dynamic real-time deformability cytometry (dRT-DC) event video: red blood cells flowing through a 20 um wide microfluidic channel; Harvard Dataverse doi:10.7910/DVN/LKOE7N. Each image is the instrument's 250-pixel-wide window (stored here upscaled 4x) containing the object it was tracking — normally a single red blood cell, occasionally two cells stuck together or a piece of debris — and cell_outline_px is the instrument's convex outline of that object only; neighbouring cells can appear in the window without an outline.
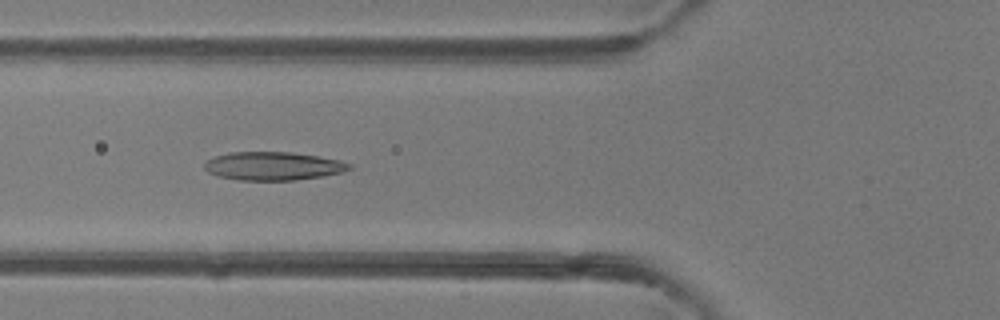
{"species": "common noctule bat (a hibernating species)", "species_latin": "Nyctalus noctula", "temperature_condition": "room temperature", "stored_images_in_passage": 47, "camera_frame_rate_fps": 3000, "um_per_image_px": 0.085, "animal": {"sex": "female"}, "frame": {"image": 1, "passage_image": 17, "time_ms": 5.333, "image_size_px": [1000, 320], "cell_outline_px": [[352, 168], [340, 172], [320, 176], [296, 180], [240, 180], [220, 176], [208, 172], [204, 168], [204, 164], [208, 160], [216, 156], [228, 152], [292, 152], [340, 160], [352, 164]], "centroid_in_image_um": [23.21, 14.1], "position_along_channel_um": 102.6, "area_um2": 23.7}}
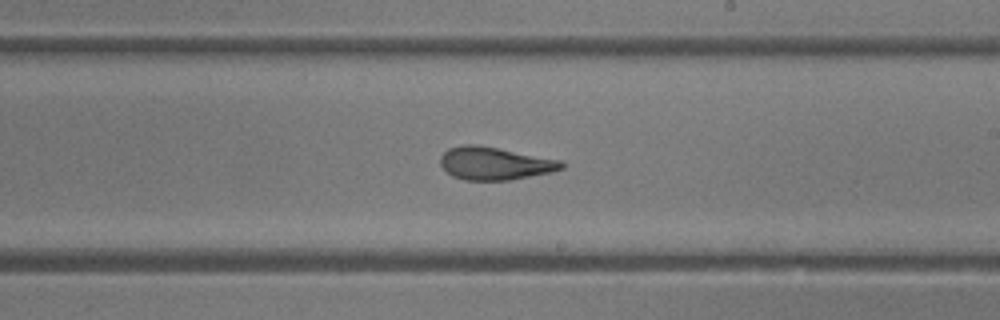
{"frame": {"image": 2, "passage_image": 27, "time_ms": 8.667, "image_size_px": [1000, 320], "cell_outline_px": [[564, 168], [552, 172], [512, 180], [464, 180], [452, 176], [440, 164], [440, 156], [448, 148], [460, 144], [476, 144], [560, 160], [564, 164]], "centroid_in_image_um": [42.03, 13.89], "position_along_channel_um": 247.0, "area_um2": 23.18}}
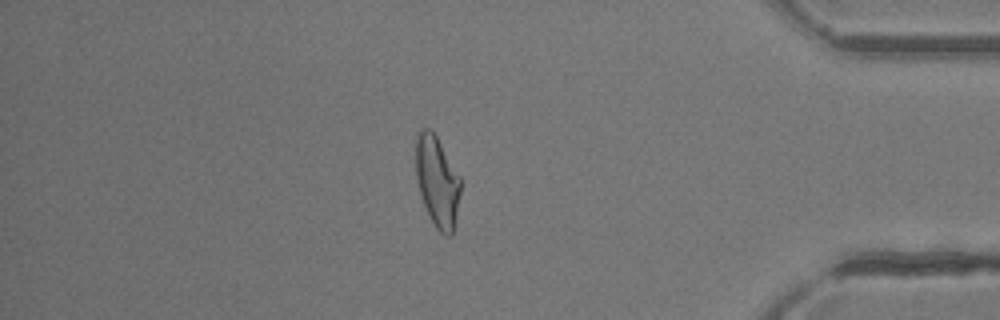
{"frame": {"image": 3, "passage_image": 40, "time_ms": 13.0, "image_size_px": [1000, 320], "cell_outline_px": [[460, 192], [456, 220], [452, 236], [444, 236], [436, 228], [424, 204], [420, 192], [416, 176], [416, 132], [420, 128], [428, 128], [436, 136], [460, 176]], "centroid_in_image_um": [37.17, 15.42], "position_along_channel_um": 398.0, "area_um2": 23.52}, "authors_computed_cell_mechanics": {"area_um2": 24.4494, "velocity_mm_per_s": 4.316, "shape_relaxation_time_tau1_ms": 9.1416, "shape_relaxation_time_tau2_ms": 1.5561, "deformation_change_tau1": 0.2678, "deformation_change_tau2": 0.102}}